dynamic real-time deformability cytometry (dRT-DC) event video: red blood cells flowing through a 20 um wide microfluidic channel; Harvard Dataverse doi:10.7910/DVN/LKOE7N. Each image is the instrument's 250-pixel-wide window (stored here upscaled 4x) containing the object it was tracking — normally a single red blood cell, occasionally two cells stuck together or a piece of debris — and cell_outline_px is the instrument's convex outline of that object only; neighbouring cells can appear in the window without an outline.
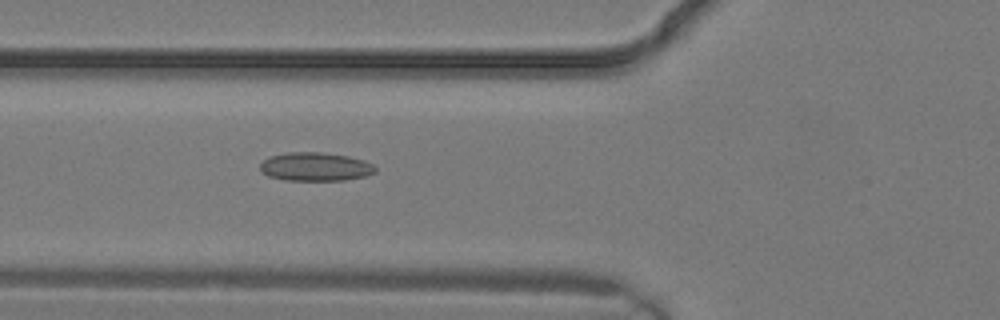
{"species": "common noctule bat (a hibernating species)", "species_latin": "Nyctalus noctula", "temperature_condition": "warm", "stored_images_in_passage": 6, "camera_frame_rate_fps": 3000, "um_per_image_px": 0.085, "animal": {"sex": "male", "body_mass_g": 19.2, "forearm_length_mm": 51.8}, "frame": {"image": 1, "passage_image": 5, "time_ms": 1.333, "image_size_px": [1000, 320], "cell_outline_px": [[376, 172], [364, 176], [344, 180], [284, 180], [268, 176], [260, 172], [260, 164], [268, 156], [288, 152], [320, 152], [348, 156], [364, 160], [372, 164], [376, 168]], "centroid_in_image_um": [26.77, 14.17], "position_along_channel_um": 99.0, "area_um2": 19.25}}